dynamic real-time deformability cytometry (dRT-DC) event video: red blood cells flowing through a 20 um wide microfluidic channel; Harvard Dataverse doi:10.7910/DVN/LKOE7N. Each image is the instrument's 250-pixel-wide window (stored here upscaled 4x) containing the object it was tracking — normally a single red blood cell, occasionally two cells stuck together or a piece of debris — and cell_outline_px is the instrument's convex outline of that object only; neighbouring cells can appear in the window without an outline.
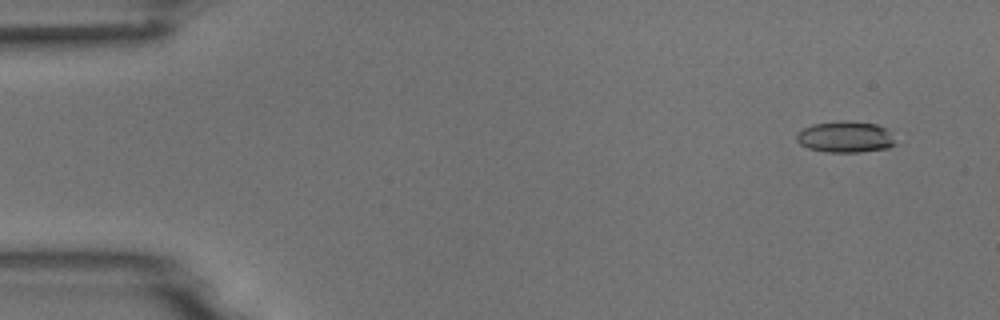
{"species": "common noctule bat (a hibernating species)", "species_latin": "Nyctalus noctula", "temperature_condition": "room temperature", "stored_images_in_passage": 5, "camera_frame_rate_fps": 3000, "um_per_image_px": 0.085, "animal": {"sex": "male", "body_mass_g": 18.8}, "frame": {"image": 1, "passage_image": 1, "time_ms": 0.0, "image_size_px": [1000, 320], "cell_outline_px": [[900, 144], [888, 148], [860, 152], [824, 152], [808, 148], [800, 144], [796, 140], [796, 132], [812, 124], [844, 120], [876, 124], [888, 128]], "centroid_in_image_um": [71.91, 11.64], "position_along_channel_um": 13.1, "area_um2": 18.5}}
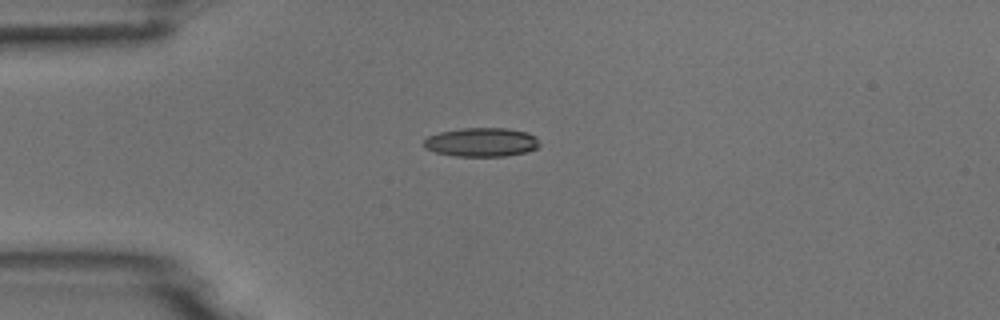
{"frame": {"image": 2, "passage_image": 4, "time_ms": 3.333, "image_size_px": [1000, 320], "cell_outline_px": [[540, 144], [536, 148], [524, 152], [504, 156], [456, 156], [436, 152], [424, 148], [424, 140], [428, 136], [440, 132], [460, 128], [508, 128], [528, 132], [536, 136]], "centroid_in_image_um": [40.93, 12.07], "position_along_channel_um": 44.1, "area_um2": 19.48}}
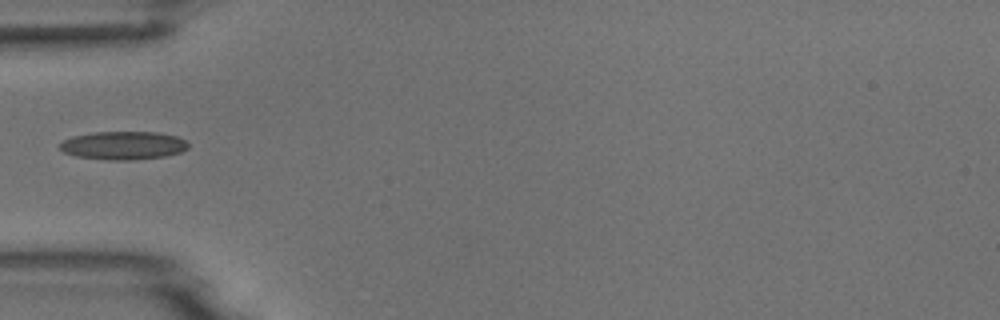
{"frame": {"image": 3, "passage_image": 5, "time_ms": 4.667, "image_size_px": [1000, 320], "cell_outline_px": [[188, 148], [180, 152], [164, 156], [132, 160], [108, 160], [76, 156], [64, 152], [60, 148], [60, 144], [64, 140], [72, 136], [92, 132], [156, 132], [176, 136], [184, 140], [188, 144]], "centroid_in_image_um": [10.46, 12.36], "position_along_channel_um": 74.5, "area_um2": 21.04}}